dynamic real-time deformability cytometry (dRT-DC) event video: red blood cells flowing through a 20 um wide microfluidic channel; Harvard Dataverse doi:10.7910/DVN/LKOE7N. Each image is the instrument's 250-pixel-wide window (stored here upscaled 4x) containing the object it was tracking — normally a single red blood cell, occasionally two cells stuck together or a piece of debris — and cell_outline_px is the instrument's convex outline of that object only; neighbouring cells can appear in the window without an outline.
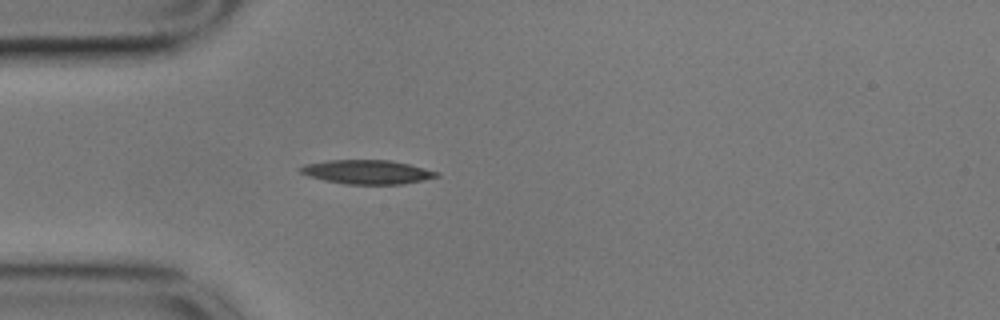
{"species": "common noctule bat (a hibernating species)", "species_latin": "Nyctalus noctula", "temperature_condition": "cold", "stored_images_in_passage": 41, "camera_frame_rate_fps": 3000, "um_per_image_px": 0.085, "animal": {"sex": "male", "body_mass_g": 17.9}, "frame": {"image": 1, "passage_image": 1, "time_ms": 0.0, "image_size_px": [1000, 320], "cell_outline_px": [[440, 176], [404, 184], [344, 184], [324, 180], [308, 176], [300, 172], [300, 168], [304, 164], [328, 160], [388, 160], [408, 164], [440, 172]], "centroid_in_image_um": [31.21, 14.62], "position_along_channel_um": 53.8, "area_um2": 19.02}}
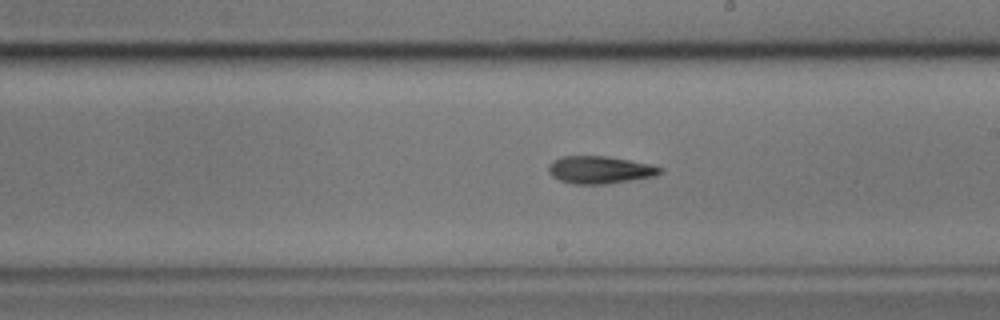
{"frame": {"image": 2, "passage_image": 17, "time_ms": 5.333, "image_size_px": [1000, 320], "cell_outline_px": [[664, 172], [656, 176], [608, 184], [572, 184], [560, 180], [552, 176], [548, 172], [548, 164], [552, 160], [560, 156], [608, 156], [652, 164], [664, 168]], "centroid_in_image_um": [51.01, 14.43], "position_along_channel_um": 238.0, "area_um2": 18.26}}
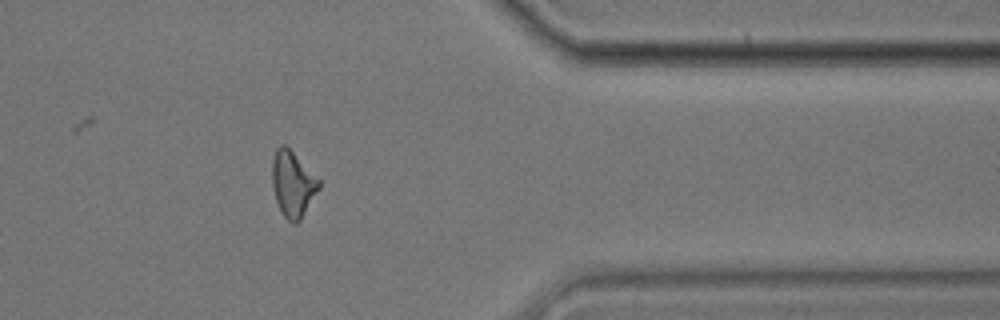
{"frame": {"image": 3, "passage_image": 31, "time_ms": 10.0, "image_size_px": [1000, 320], "cell_outline_px": [[320, 188], [300, 220], [296, 224], [292, 224], [284, 216], [276, 200], [272, 188], [272, 160], [276, 148], [280, 144], [284, 144], [320, 180]], "centroid_in_image_um": [24.87, 15.65], "position_along_channel_um": 386.5, "area_um2": 17.74}, "authors_computed_cell_mechanics": {"area_um2": 17.9758, "velocity_mm_per_s": 3.5581, "shape_relaxation_time_tau1_ms": 10.7494, "shape_relaxation_time_tau2_ms": 3.7164, "deformation_change_tau1": 0.2564, "deformation_change_tau2": 0.1353}}